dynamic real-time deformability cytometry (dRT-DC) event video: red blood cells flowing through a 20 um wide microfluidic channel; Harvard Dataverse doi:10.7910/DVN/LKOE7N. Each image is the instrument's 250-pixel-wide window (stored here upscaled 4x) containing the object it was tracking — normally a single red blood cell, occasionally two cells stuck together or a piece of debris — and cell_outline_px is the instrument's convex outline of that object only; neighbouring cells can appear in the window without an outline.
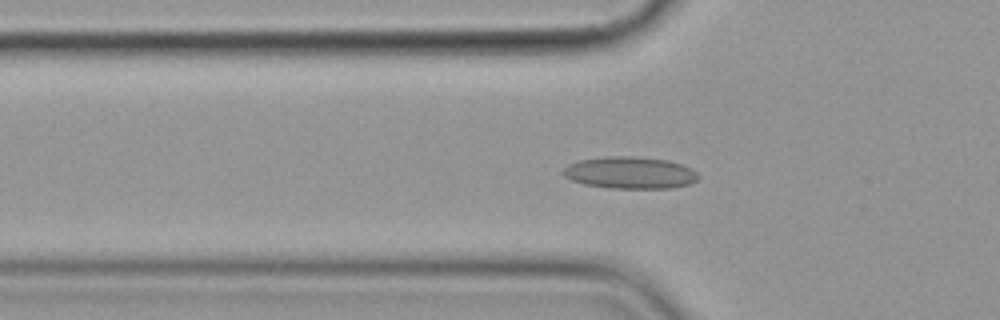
{"species": "common noctule bat (a hibernating species)", "species_latin": "Nyctalus noctula", "temperature_condition": "cold", "stored_images_in_passage": 57, "camera_frame_rate_fps": 3000, "um_per_image_px": 0.085, "animal": {"sex": "female", "body_mass_g": 19.9}, "frame": {"image": 1, "passage_image": 19, "time_ms": 6.0, "image_size_px": [1000, 320], "cell_outline_px": [[700, 176], [696, 180], [688, 184], [672, 188], [608, 188], [584, 184], [572, 180], [564, 176], [560, 172], [568, 164], [580, 160], [608, 156], [628, 156], [668, 160], [692, 168]], "centroid_in_image_um": [53.53, 14.68], "position_along_channel_um": 72.3, "area_um2": 25.14}}
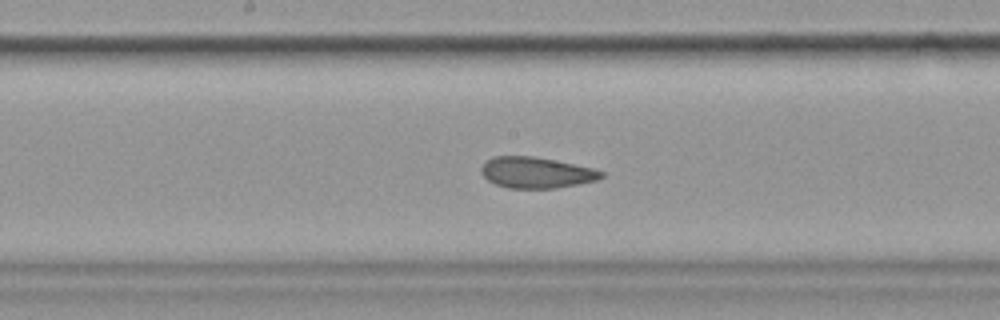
{"frame": {"image": 2, "passage_image": 30, "time_ms": 9.667, "image_size_px": [1000, 320], "cell_outline_px": [[604, 176], [596, 180], [556, 188], [508, 188], [496, 184], [488, 180], [480, 172], [480, 168], [492, 156], [532, 156], [592, 168], [604, 172]], "centroid_in_image_um": [45.55, 14.67], "position_along_channel_um": 202.7, "area_um2": 21.39}}
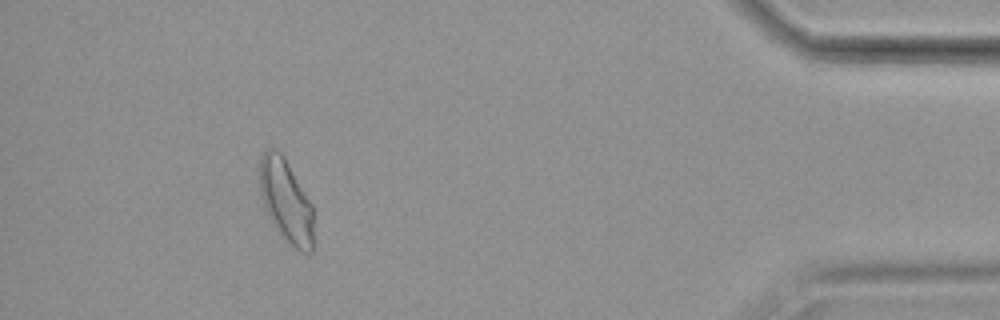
{"frame": {"image": 3, "passage_image": 52, "time_ms": 17.0, "image_size_px": [1000, 320], "cell_outline_px": [[312, 252], [300, 252], [292, 248], [280, 236], [272, 224], [264, 208], [260, 192], [260, 156], [268, 148], [276, 148], [284, 156], [312, 204]], "centroid_in_image_um": [24.29, 17.1], "position_along_channel_um": 410.9, "area_um2": 26.3}, "authors_computed_cell_mechanics": {"area_um2": 23.3512, "velocity_mm_per_s": 3.5552, "shape_relaxation_time_tau1_ms": null, "shape_relaxation_time_tau2_ms": 2.0327, "deformation_change_tau1": null, "deformation_change_tau2": 0.0803}}